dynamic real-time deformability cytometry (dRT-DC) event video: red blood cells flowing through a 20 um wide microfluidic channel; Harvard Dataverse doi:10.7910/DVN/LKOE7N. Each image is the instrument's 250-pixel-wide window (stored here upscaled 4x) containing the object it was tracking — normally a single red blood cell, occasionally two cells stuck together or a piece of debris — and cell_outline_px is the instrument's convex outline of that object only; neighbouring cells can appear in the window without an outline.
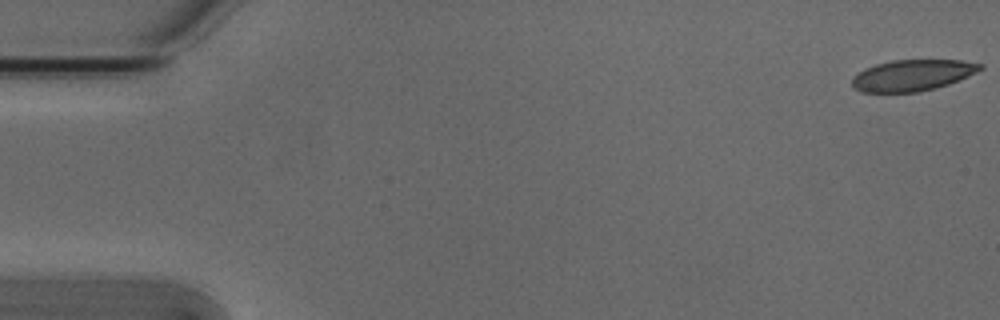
{"species": "Egyptian fruit bat (a non-hibernating species)", "species_latin": "Rousettus aegyptiacus", "temperature_condition": "cold", "stored_images_in_passage": 5, "camera_frame_rate_fps": 3000, "um_per_image_px": 0.085, "animal": {"sex": "male"}, "frame": {"image": 1, "passage_image": 1, "time_ms": 0.0, "image_size_px": [1000, 320], "cell_outline_px": [[984, 68], [960, 80], [948, 84], [916, 92], [860, 92], [852, 88], [852, 76], [864, 68], [876, 64], [892, 60], [960, 60], [984, 64]], "centroid_in_image_um": [77.53, 6.39], "position_along_channel_um": 7.5, "area_um2": 23.35}}
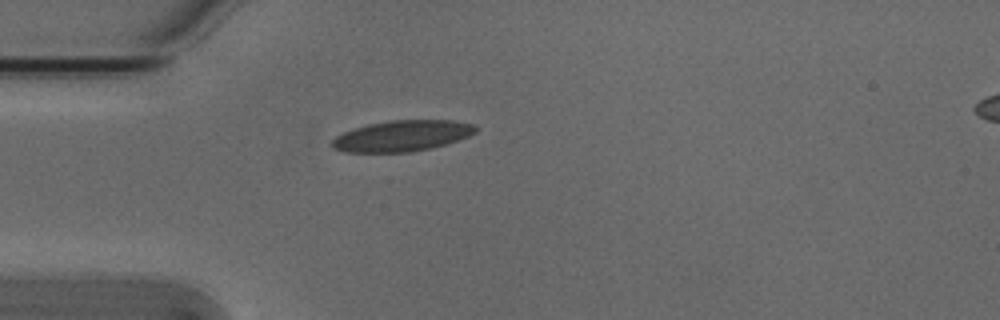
{"frame": {"image": 2, "passage_image": 5, "time_ms": 1.333, "image_size_px": [1000, 320], "cell_outline_px": [[476, 132], [468, 136], [432, 148], [408, 152], [344, 152], [332, 148], [332, 140], [336, 136], [352, 128], [368, 124], [388, 120], [452, 120], [472, 124], [476, 128]], "centroid_in_image_um": [34.13, 11.54], "position_along_channel_um": 50.9, "area_um2": 25.78}}